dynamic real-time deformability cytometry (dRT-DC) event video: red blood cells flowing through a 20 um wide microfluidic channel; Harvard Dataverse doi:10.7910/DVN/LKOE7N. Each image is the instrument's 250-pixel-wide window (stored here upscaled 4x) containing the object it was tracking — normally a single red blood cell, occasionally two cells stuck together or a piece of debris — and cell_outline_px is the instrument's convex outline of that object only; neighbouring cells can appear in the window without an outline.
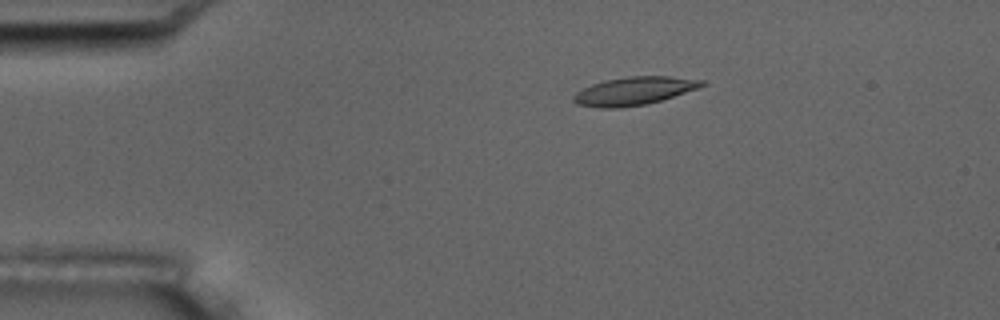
{"species": "common noctule bat (a hibernating species)", "species_latin": "Nyctalus noctula", "temperature_condition": "room temperature", "stored_images_in_passage": 15, "camera_frame_rate_fps": 3000, "um_per_image_px": 0.085, "animal": {"sex": "male", "body_mass_g": 17.5, "forearm_length_mm": 52.3}, "frame": {"image": 1, "passage_image": 3, "time_ms": 3.0, "image_size_px": [1000, 320], "cell_outline_px": [[708, 84], [660, 100], [644, 104], [616, 108], [600, 108], [576, 104], [572, 100], [572, 96], [576, 92], [592, 84], [604, 80], [628, 76], [668, 76], [704, 80]], "centroid_in_image_um": [53.85, 7.72], "position_along_channel_um": 31.2, "area_um2": 20.81}}
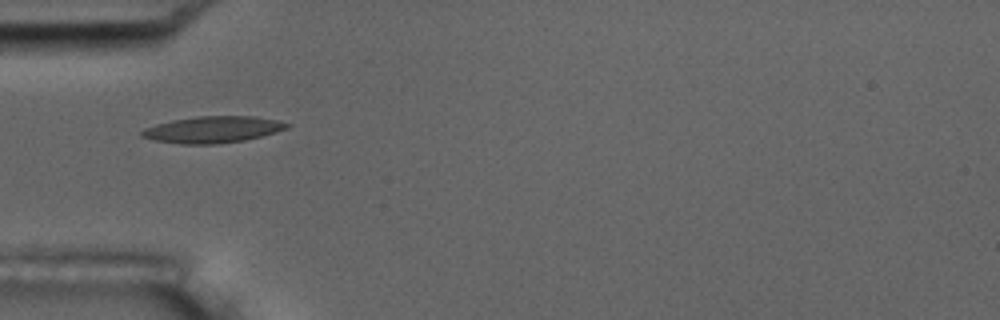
{"frame": {"image": 2, "passage_image": 5, "time_ms": 5.333, "image_size_px": [1000, 320], "cell_outline_px": [[292, 124], [288, 128], [276, 132], [244, 140], [216, 144], [180, 144], [156, 140], [140, 136], [140, 132], [144, 128], [156, 124], [172, 120], [196, 116], [252, 116], [276, 120]], "centroid_in_image_um": [18.07, 11.01], "position_along_channel_um": 66.9, "area_um2": 22.37}, "authors_computed_cell_mechanics": {"area_um2": 20.3456, "velocity_mm_per_s": 3.6682, "shape_relaxation_time_tau1_ms": null, "shape_relaxation_time_tau2_ms": 3.4821, "deformation_change_tau1": null, "deformation_change_tau2": 0.1014}}